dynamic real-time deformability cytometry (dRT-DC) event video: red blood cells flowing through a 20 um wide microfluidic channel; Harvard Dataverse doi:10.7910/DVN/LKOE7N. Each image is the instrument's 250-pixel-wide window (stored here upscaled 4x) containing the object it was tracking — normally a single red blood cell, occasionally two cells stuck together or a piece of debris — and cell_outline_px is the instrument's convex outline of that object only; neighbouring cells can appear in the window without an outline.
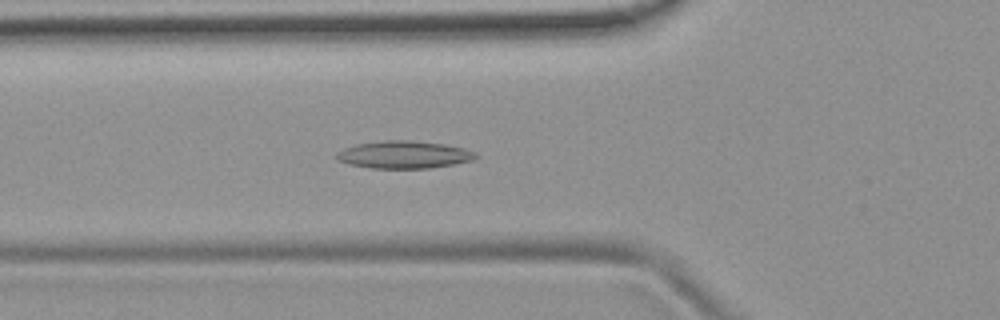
{"species": "common noctule bat (a hibernating species)", "species_latin": "Nyctalus noctula", "temperature_condition": "room temperature", "stored_images_in_passage": 53, "camera_frame_rate_fps": 3000, "um_per_image_px": 0.085, "animal": {"sex": "female", "body_mass_g": 19.9}, "frame": {"image": 1, "passage_image": 18, "time_ms": 5.667, "image_size_px": [1000, 320], "cell_outline_px": [[480, 156], [472, 160], [452, 164], [428, 168], [372, 168], [348, 164], [332, 156], [336, 152], [344, 148], [356, 144], [384, 140], [408, 140], [444, 144], [464, 148], [476, 152]], "centroid_in_image_um": [34.31, 13.14], "position_along_channel_um": 91.5, "area_um2": 22.31}}
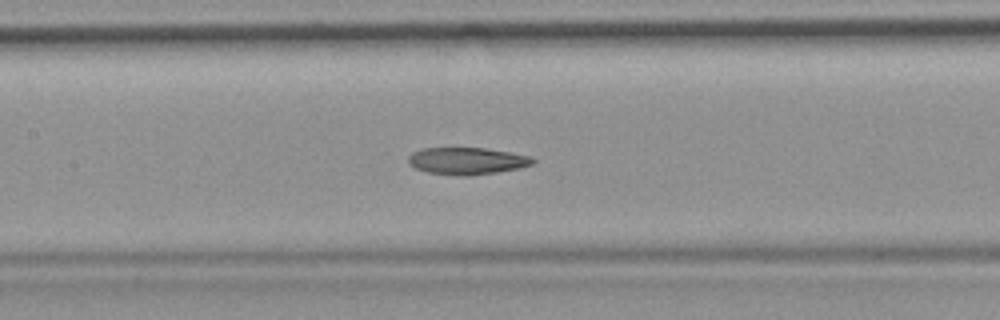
{"frame": {"image": 2, "passage_image": 24, "time_ms": 7.667, "image_size_px": [1000, 320], "cell_outline_px": [[536, 160], [532, 164], [520, 168], [496, 172], [468, 176], [460, 176], [428, 172], [416, 168], [408, 164], [408, 156], [412, 152], [420, 148], [484, 148], [532, 156]], "centroid_in_image_um": [39.68, 13.67], "position_along_channel_um": 167.7, "area_um2": 19.65}}
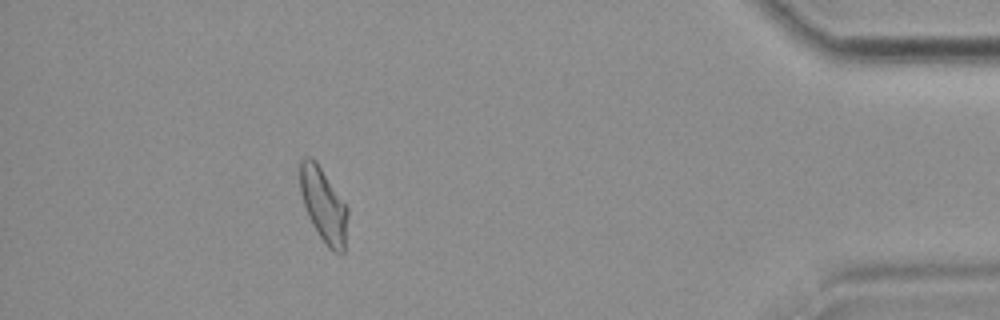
{"frame": {"image": 3, "passage_image": 47, "time_ms": 15.333, "image_size_px": [1000, 320], "cell_outline_px": [[348, 216], [344, 252], [340, 256], [332, 252], [324, 244], [312, 224], [308, 216], [300, 192], [296, 168], [300, 160], [304, 156], [312, 156], [316, 160], [348, 208]], "centroid_in_image_um": [27.46, 17.4], "position_along_channel_um": 407.7, "area_um2": 21.33}, "authors_computed_cell_mechanics": {"area_um2": 20.9814, "velocity_mm_per_s": 3.7877, "shape_relaxation_time_tau1_ms": null, "shape_relaxation_time_tau2_ms": 2.0507, "deformation_change_tau1": null, "deformation_change_tau2": 0.0885}}